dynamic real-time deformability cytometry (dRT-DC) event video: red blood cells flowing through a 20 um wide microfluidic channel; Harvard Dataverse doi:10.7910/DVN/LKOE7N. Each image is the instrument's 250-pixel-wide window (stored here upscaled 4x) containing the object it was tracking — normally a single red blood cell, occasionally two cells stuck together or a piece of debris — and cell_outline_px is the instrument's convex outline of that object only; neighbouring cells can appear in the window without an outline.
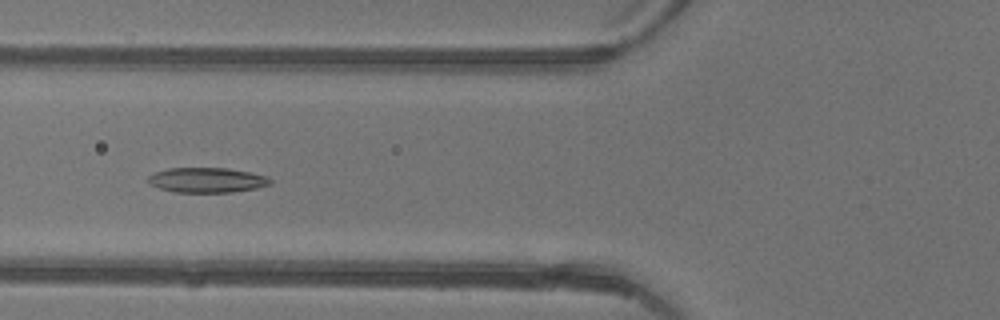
{"species": "common noctule bat (a hibernating species)", "species_latin": "Nyctalus noctula", "temperature_condition": "warm", "stored_images_in_passage": 23, "camera_frame_rate_fps": 3000, "um_per_image_px": 0.085, "animal": {"sex": "female"}, "frame": {"image": 1, "passage_image": 6, "time_ms": 1.667, "image_size_px": [1000, 320], "cell_outline_px": [[272, 184], [256, 188], [232, 192], [176, 192], [160, 188], [148, 184], [148, 176], [156, 172], [168, 168], [224, 168], [248, 172], [268, 176], [272, 180]], "centroid_in_image_um": [17.6, 15.31], "position_along_channel_um": 108.2, "area_um2": 17.69}}
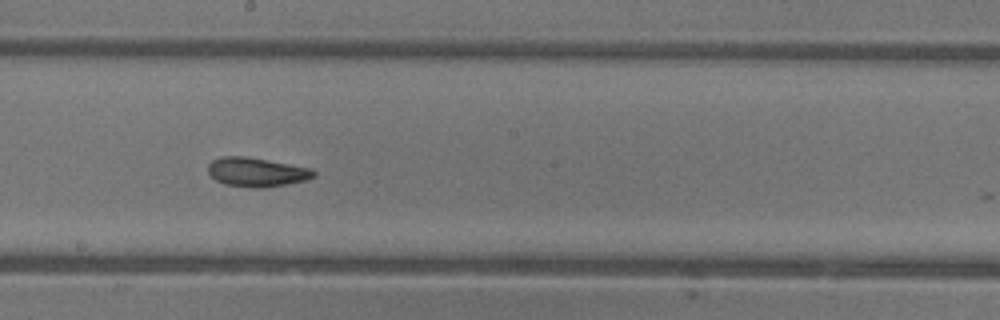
{"frame": {"image": 2, "passage_image": 14, "time_ms": 4.333, "image_size_px": [1000, 320], "cell_outline_px": [[316, 176], [308, 180], [264, 188], [256, 188], [224, 184], [216, 180], [208, 172], [208, 164], [212, 160], [220, 156], [248, 156], [312, 168], [316, 172]], "centroid_in_image_um": [21.84, 14.62], "position_along_channel_um": 226.4, "area_um2": 18.15}}
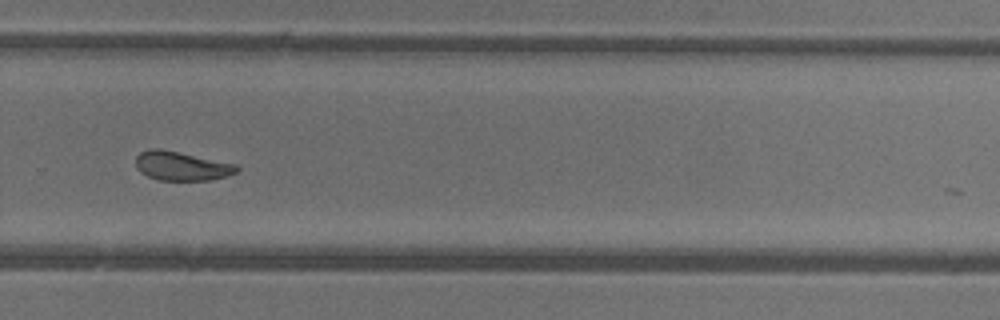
{"frame": {"image": 3, "passage_image": 20, "time_ms": 6.333, "image_size_px": [1000, 320], "cell_outline_px": [[240, 168], [236, 172], [228, 176], [212, 180], [160, 180], [148, 176], [140, 172], [136, 168], [136, 156], [140, 152], [152, 148], [160, 148], [180, 152], [236, 164]], "centroid_in_image_um": [15.43, 14.11], "position_along_channel_um": 314.4, "area_um2": 17.17}}